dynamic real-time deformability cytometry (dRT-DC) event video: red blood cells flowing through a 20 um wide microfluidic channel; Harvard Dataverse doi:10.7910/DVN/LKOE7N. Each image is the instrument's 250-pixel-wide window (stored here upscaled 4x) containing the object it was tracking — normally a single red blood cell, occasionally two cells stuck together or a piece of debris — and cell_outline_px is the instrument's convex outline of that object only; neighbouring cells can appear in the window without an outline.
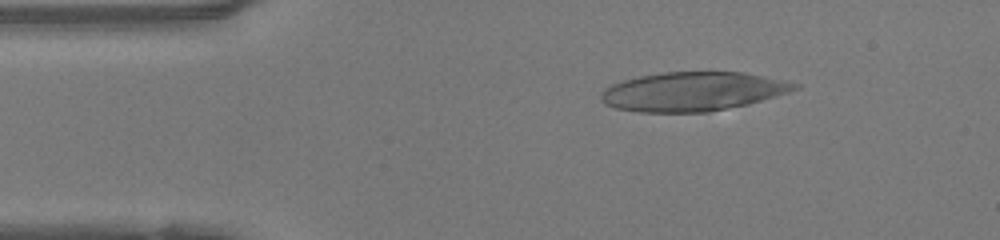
{"species": "human", "species_latin": "Homo sapiens", "temperature_condition": "warm", "stored_images_in_passage": 17, "camera_frame_rate_fps": 3000, "um_per_image_px": 0.085, "donor": {"sex": "female"}, "frame": {"image": 1, "passage_image": 6, "time_ms": 1.667, "image_size_px": [1000, 240], "cell_outline_px": [[800, 88], [776, 96], [748, 104], [708, 112], [640, 112], [616, 108], [604, 104], [600, 100], [600, 92], [604, 88], [612, 84], [624, 80], [640, 76], [664, 72], [740, 72], [764, 76], [800, 84]], "centroid_in_image_um": [58.85, 7.78], "position_along_channel_um": 26.1, "area_um2": 43.93}}
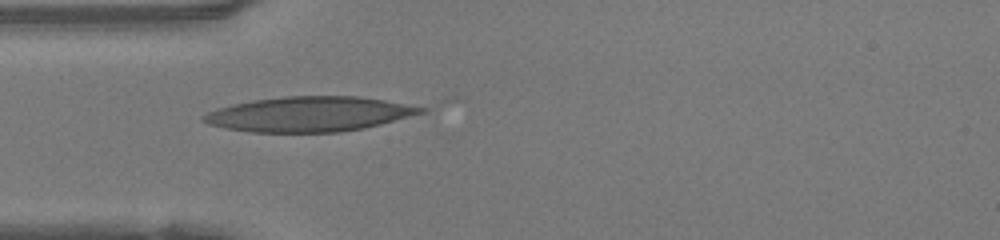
{"frame": {"image": 2, "passage_image": 12, "time_ms": 3.667, "image_size_px": [1000, 240], "cell_outline_px": [[428, 112], [364, 128], [340, 132], [252, 132], [228, 128], [208, 124], [200, 120], [200, 116], [216, 108], [232, 104], [252, 100], [288, 96], [360, 96], [384, 100], [428, 108]], "centroid_in_image_um": [26.29, 9.69], "position_along_channel_um": 58.7, "area_um2": 44.33}}
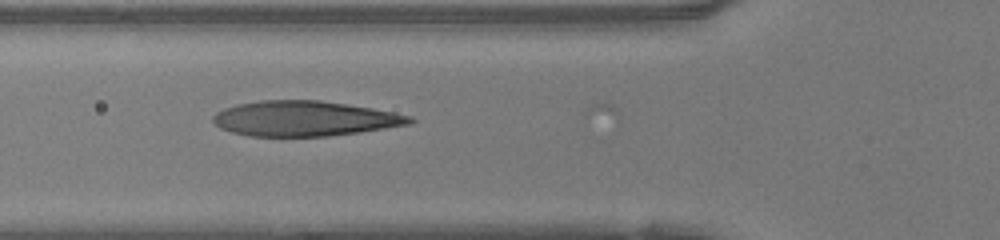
{"frame": {"image": 3, "passage_image": 15, "time_ms": 4.667, "image_size_px": [1000, 240], "cell_outline_px": [[416, 120], [412, 124], [360, 132], [328, 136], [248, 136], [232, 132], [220, 128], [212, 120], [212, 116], [216, 112], [224, 108], [236, 104], [260, 100], [320, 100], [372, 108], [412, 116]], "centroid_in_image_um": [25.89, 10.07], "position_along_channel_um": 99.9, "area_um2": 40.4}}